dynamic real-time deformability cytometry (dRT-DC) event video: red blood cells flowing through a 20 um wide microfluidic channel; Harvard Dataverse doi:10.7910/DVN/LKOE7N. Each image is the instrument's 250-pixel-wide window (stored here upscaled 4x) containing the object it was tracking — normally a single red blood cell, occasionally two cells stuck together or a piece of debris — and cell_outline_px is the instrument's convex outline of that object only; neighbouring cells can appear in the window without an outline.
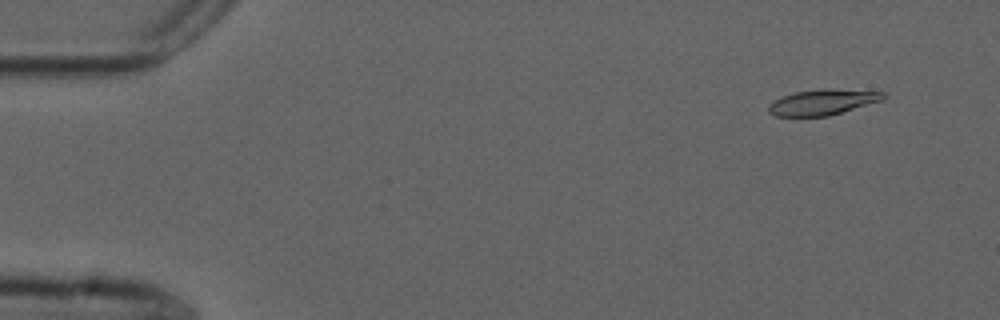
{"species": "common noctule bat (a hibernating species)", "species_latin": "Nyctalus noctula", "temperature_condition": "cold", "stored_images_in_passage": 45, "camera_frame_rate_fps": 3000, "um_per_image_px": 0.085, "animal": {"sex": "male", "forearm_length_mm": 52.5}, "frame": {"image": 1, "passage_image": 5, "time_ms": 1.333, "image_size_px": [1000, 320], "cell_outline_px": [[884, 100], [828, 116], [776, 116], [768, 112], [768, 104], [784, 96], [796, 92], [824, 88], [832, 88], [884, 92]], "centroid_in_image_um": [69.94, 8.68], "position_along_channel_um": 15.1, "area_um2": 17.05}}
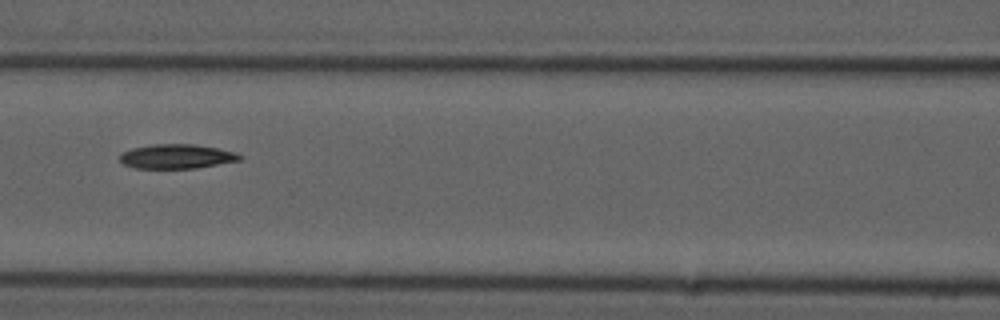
{"frame": {"image": 2, "passage_image": 25, "time_ms": 8.0, "image_size_px": [1000, 320], "cell_outline_px": [[244, 156], [240, 160], [196, 168], [136, 168], [124, 164], [120, 160], [120, 156], [124, 152], [132, 148], [152, 144], [196, 144], [236, 152]], "centroid_in_image_um": [15.05, 13.29], "position_along_channel_um": 151.6, "area_um2": 16.94}}
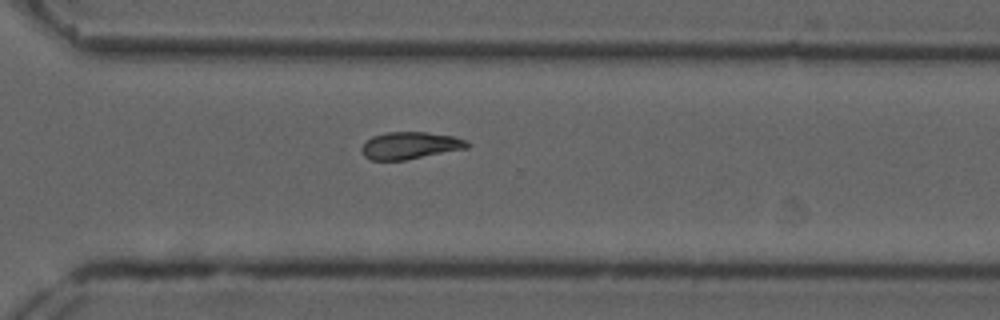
{"frame": {"image": 3, "passage_image": 40, "time_ms": 13.0, "image_size_px": [1000, 320], "cell_outline_px": [[472, 144], [468, 148], [404, 160], [372, 160], [364, 156], [360, 148], [372, 136], [388, 132], [428, 132], [452, 136], [464, 140]], "centroid_in_image_um": [34.86, 12.36], "position_along_channel_um": 335.7, "area_um2": 16.59}, "authors_computed_cell_mechanics": {"area_um2": 17.051, "velocity_mm_per_s": 3.6976, "shape_relaxation_time_tau1_ms": 7.8699, "shape_relaxation_time_tau2_ms": null, "deformation_change_tau1": 0.167, "deformation_change_tau2": null}}